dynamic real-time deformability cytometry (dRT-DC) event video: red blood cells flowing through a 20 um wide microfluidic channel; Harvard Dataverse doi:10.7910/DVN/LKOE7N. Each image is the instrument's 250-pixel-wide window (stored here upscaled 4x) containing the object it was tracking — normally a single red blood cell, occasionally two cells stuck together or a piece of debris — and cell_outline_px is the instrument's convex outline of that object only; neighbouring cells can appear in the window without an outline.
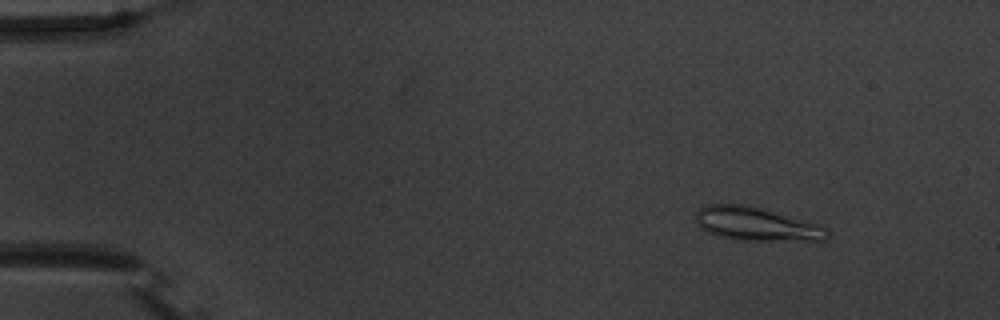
{"species": "common noctule bat (a hibernating species)", "species_latin": "Nyctalus noctula", "temperature_condition": "warm", "stored_images_in_passage": 55, "camera_frame_rate_fps": 3000, "um_per_image_px": 0.085, "animal": {"sex": "male", "body_mass_g": 20.1, "forearm_length_mm": 53.5}, "frame": {"image": 1, "passage_image": 7, "time_ms": 2.0, "image_size_px": [1000, 320], "cell_outline_px": [[828, 236], [824, 240], [736, 240], [720, 236], [708, 232], [700, 228], [696, 220], [696, 212], [700, 208], [708, 204], [744, 204], [760, 208], [820, 224], [828, 228]], "centroid_in_image_um": [64.28, 19.04], "position_along_channel_um": 20.7, "area_um2": 25.49}}
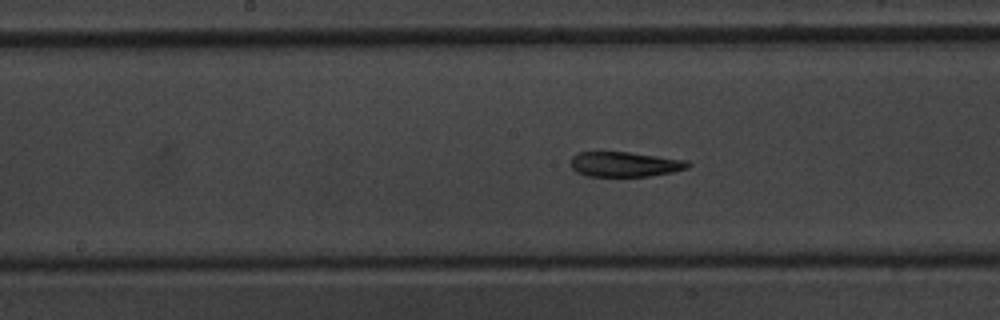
{"frame": {"image": 2, "passage_image": 29, "time_ms": 9.333, "image_size_px": [1000, 320], "cell_outline_px": [[692, 164], [688, 168], [672, 172], [648, 176], [588, 176], [576, 172], [568, 164], [572, 156], [576, 152], [628, 152], [688, 160]], "centroid_in_image_um": [53.08, 13.96], "position_along_channel_um": 195.1, "area_um2": 17.22}}
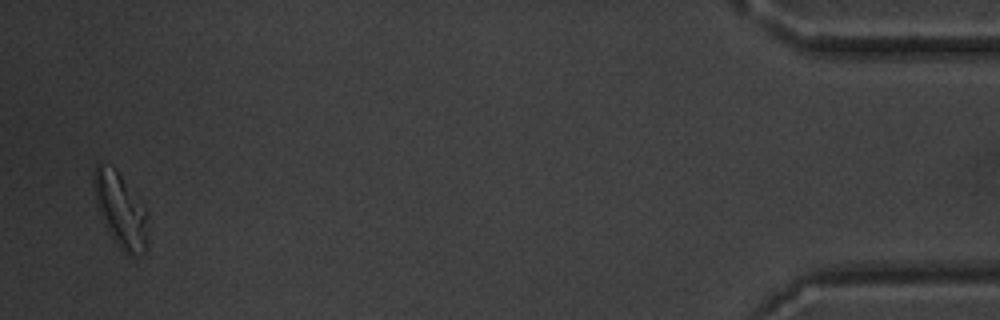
{"frame": {"image": 3, "passage_image": 54, "time_ms": 17.667, "image_size_px": [1000, 320], "cell_outline_px": [[148, 248], [144, 252], [132, 256], [120, 248], [116, 244], [96, 204], [92, 180], [92, 172], [96, 164], [112, 164], [116, 168], [144, 208], [148, 244]], "centroid_in_image_um": [10.21, 17.81], "position_along_channel_um": 425.0, "area_um2": 22.95}, "authors_computed_cell_mechanics": {"area_um2": 19.1896, "velocity_mm_per_s": 3.6996, "shape_relaxation_time_tau1_ms": 9.4919, "shape_relaxation_time_tau2_ms": 2.1006, "deformation_change_tau1": 0.2516, "deformation_change_tau2": 0.0998}}